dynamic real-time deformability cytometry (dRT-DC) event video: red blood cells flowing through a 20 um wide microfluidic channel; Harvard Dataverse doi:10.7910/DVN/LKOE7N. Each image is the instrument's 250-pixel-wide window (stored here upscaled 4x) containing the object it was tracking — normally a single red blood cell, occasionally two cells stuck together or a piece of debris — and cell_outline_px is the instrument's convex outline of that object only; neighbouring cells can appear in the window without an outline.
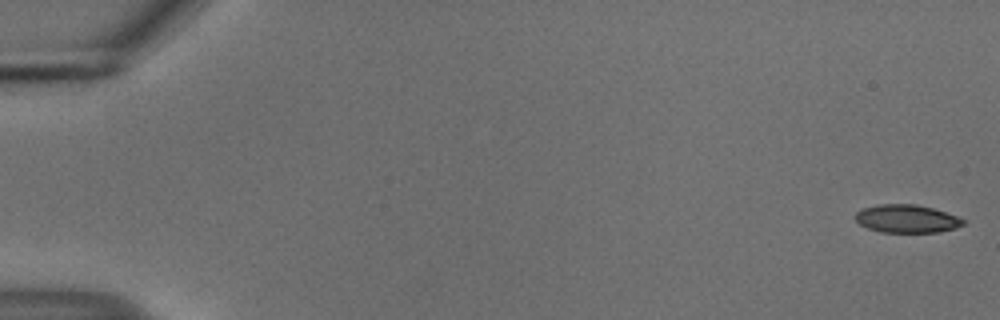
{"species": "common noctule bat (a hibernating species)", "species_latin": "Nyctalus noctula", "temperature_condition": "cold", "stored_images_in_passage": 55, "camera_frame_rate_fps": 3000, "um_per_image_px": 0.085, "animal": {"sex": "male", "body_mass_g": 18.8}, "frame": {"image": 1, "passage_image": 1, "time_ms": 0.0, "image_size_px": [1000, 320], "cell_outline_px": [[964, 224], [956, 228], [940, 232], [880, 232], [868, 228], [860, 224], [852, 216], [856, 212], [864, 208], [876, 204], [916, 204], [932, 208], [956, 216], [964, 220]], "centroid_in_image_um": [77.04, 18.59], "position_along_channel_um": 8.0, "area_um2": 17.63}}
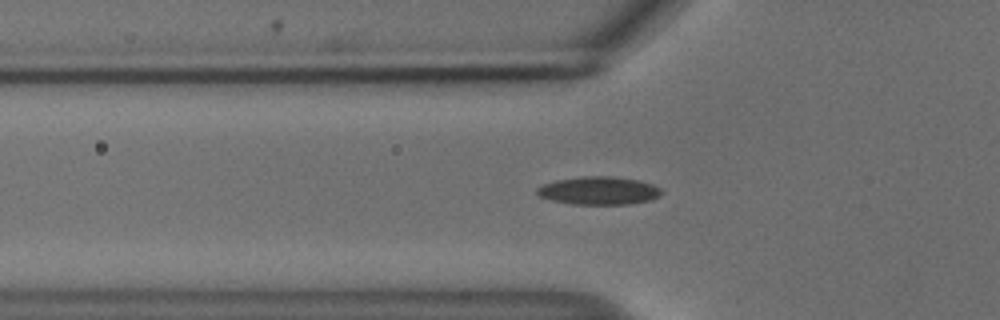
{"frame": {"image": 2, "passage_image": 19, "time_ms": 6.0, "image_size_px": [1000, 320], "cell_outline_px": [[660, 196], [648, 200], [628, 204], [572, 204], [552, 200], [540, 196], [536, 192], [536, 188], [544, 184], [556, 180], [584, 176], [612, 176], [640, 180], [652, 184], [660, 188]], "centroid_in_image_um": [50.89, 16.19], "position_along_channel_um": 74.9, "area_um2": 20.17}}
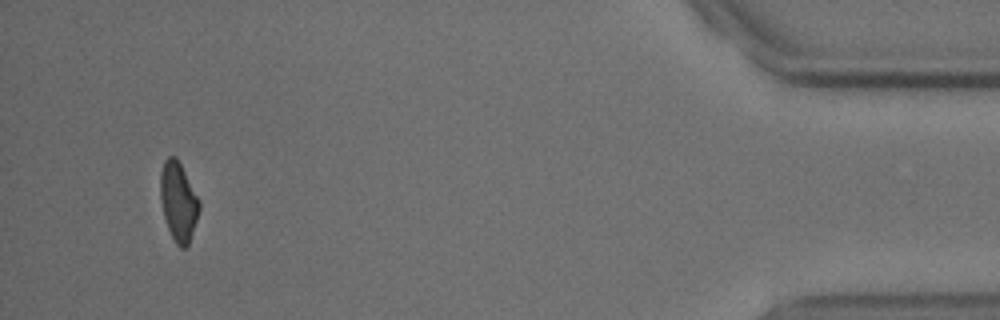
{"frame": {"image": 3, "passage_image": 52, "time_ms": 17.0, "image_size_px": [1000, 320], "cell_outline_px": [[200, 208], [188, 244], [184, 248], [180, 248], [176, 244], [168, 228], [164, 216], [160, 200], [160, 172], [164, 160], [168, 156], [176, 156], [200, 200]], "centroid_in_image_um": [15.15, 17.1], "position_along_channel_um": 420.1, "area_um2": 17.8}, "authors_computed_cell_mechanics": {"area_um2": 18.9584, "velocity_mm_per_s": 3.7412, "shape_relaxation_time_tau1_ms": 4.2419, "shape_relaxation_time_tau2_ms": 4.0206, "deformation_change_tau1": 0.1046, "deformation_change_tau2": 0.0816}}